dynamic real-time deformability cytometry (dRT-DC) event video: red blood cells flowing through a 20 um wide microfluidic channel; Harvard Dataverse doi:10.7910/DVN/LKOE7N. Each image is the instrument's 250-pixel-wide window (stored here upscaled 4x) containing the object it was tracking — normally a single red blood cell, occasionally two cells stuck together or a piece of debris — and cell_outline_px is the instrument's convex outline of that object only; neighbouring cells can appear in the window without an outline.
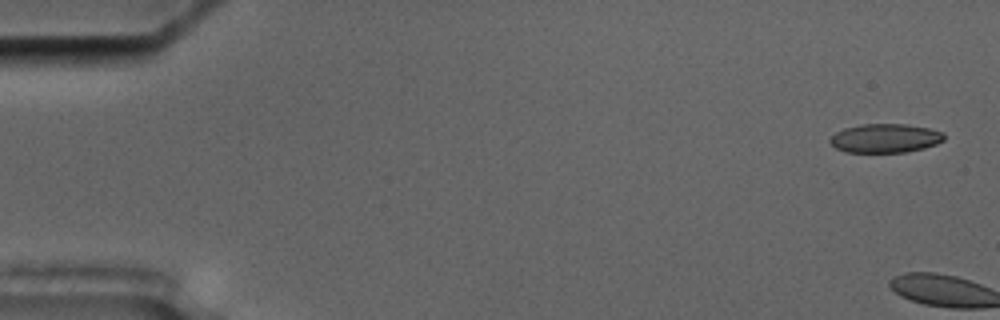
{"species": "common noctule bat (a hibernating species)", "species_latin": "Nyctalus noctula", "temperature_condition": "cold", "stored_images_in_passage": 11, "camera_frame_rate_fps": 3000, "um_per_image_px": 0.085, "animal": {"sex": "male", "body_mass_g": 17.5, "forearm_length_mm": 52.3}, "frame": {"image": 1, "passage_image": 1, "time_ms": 0.0, "image_size_px": [1000, 320], "cell_outline_px": [[944, 140], [936, 144], [924, 148], [908, 152], [844, 152], [836, 148], [828, 140], [836, 132], [844, 128], [860, 124], [904, 124], [928, 128], [944, 132]], "centroid_in_image_um": [75.24, 11.75], "position_along_channel_um": 9.8, "area_um2": 19.25}}